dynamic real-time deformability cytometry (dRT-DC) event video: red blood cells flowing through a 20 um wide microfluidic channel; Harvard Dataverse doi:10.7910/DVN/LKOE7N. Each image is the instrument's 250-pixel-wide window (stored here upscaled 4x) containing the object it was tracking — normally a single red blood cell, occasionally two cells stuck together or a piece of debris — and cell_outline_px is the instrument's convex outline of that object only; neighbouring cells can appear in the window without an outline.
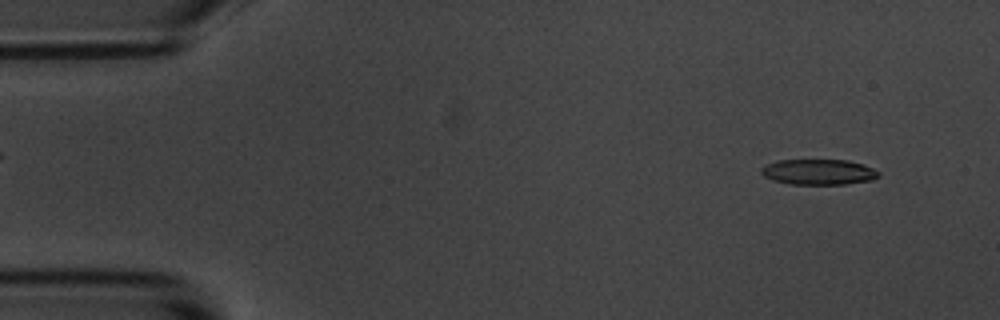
{"species": "common noctule bat (a hibernating species)", "species_latin": "Nyctalus noctula", "temperature_condition": "room temperature", "stored_images_in_passage": 54, "camera_frame_rate_fps": 3000, "um_per_image_px": 0.085, "animal": {"sex": "male", "body_mass_g": 20.1, "forearm_length_mm": 53.5}, "frame": {"image": 1, "passage_image": 4, "time_ms": 1.0, "image_size_px": [1000, 320], "cell_outline_px": [[880, 176], [872, 180], [844, 184], [788, 184], [772, 180], [764, 176], [760, 172], [760, 168], [764, 164], [776, 160], [848, 160], [864, 164], [880, 172]], "centroid_in_image_um": [69.55, 14.61], "position_along_channel_um": 15.4, "area_um2": 17.69}}
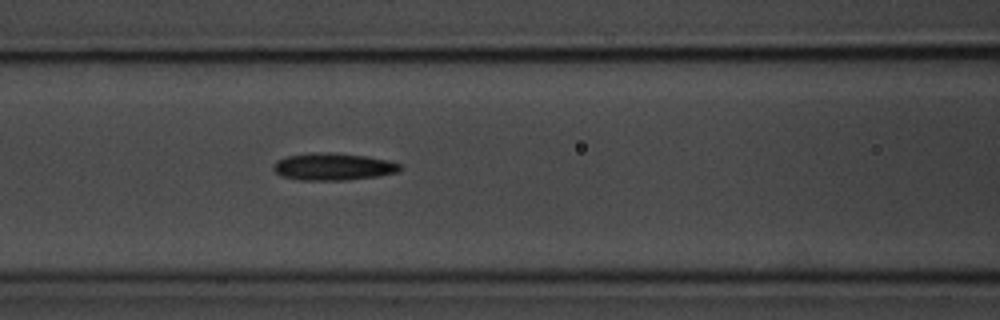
{"frame": {"image": 2, "passage_image": 22, "time_ms": 7.0, "image_size_px": [1000, 320], "cell_outline_px": [[404, 168], [400, 172], [376, 176], [344, 180], [300, 180], [280, 176], [272, 168], [272, 164], [276, 160], [288, 156], [312, 152], [332, 152], [364, 156], [388, 160], [400, 164]], "centroid_in_image_um": [28.31, 14.16], "position_along_channel_um": 138.3, "area_um2": 20.23}}
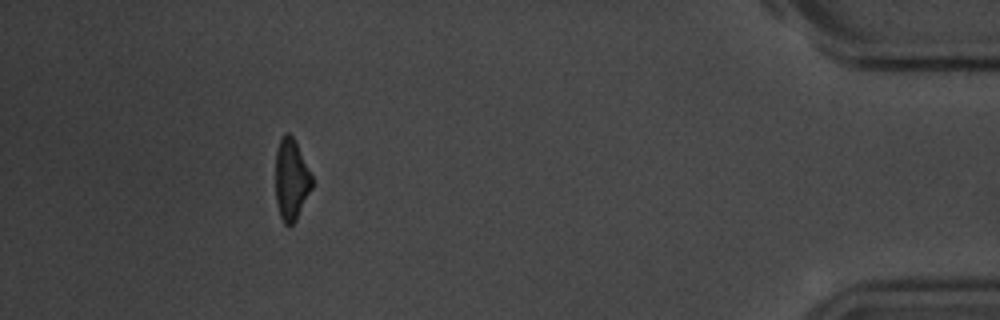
{"frame": {"image": 3, "passage_image": 49, "time_ms": 16.0, "image_size_px": [1000, 320], "cell_outline_px": [[312, 188], [296, 220], [292, 224], [284, 224], [280, 216], [276, 200], [276, 152], [280, 140], [284, 132], [288, 132], [292, 136], [312, 176]], "centroid_in_image_um": [24.75, 15.27], "position_along_channel_um": 410.5, "area_um2": 16.94}, "authors_computed_cell_mechanics": {"area_um2": 18.9873, "velocity_mm_per_s": 3.6764, "shape_relaxation_time_tau1_ms": 4.1934, "shape_relaxation_time_tau2_ms": 8.8957, "deformation_change_tau1": 0.1352, "deformation_change_tau2": 0.2069}}